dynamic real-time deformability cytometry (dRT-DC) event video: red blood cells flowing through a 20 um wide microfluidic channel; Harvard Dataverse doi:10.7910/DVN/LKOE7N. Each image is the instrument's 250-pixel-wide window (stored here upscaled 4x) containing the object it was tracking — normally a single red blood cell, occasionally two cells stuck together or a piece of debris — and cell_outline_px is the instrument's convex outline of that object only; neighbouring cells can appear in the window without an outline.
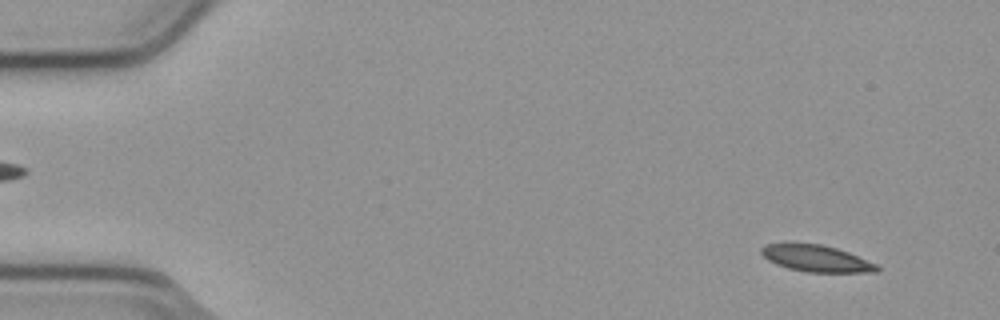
{"species": "common noctule bat (a hibernating species)", "species_latin": "Nyctalus noctula", "temperature_condition": "cold", "stored_images_in_passage": 54, "camera_frame_rate_fps": 3000, "um_per_image_px": 0.085, "animal": {"sex": "male", "body_mass_g": 23.1, "forearm_length_mm": 52.7}, "frame": {"image": 1, "passage_image": 4, "time_ms": 1.0, "image_size_px": [1000, 320], "cell_outline_px": [[880, 272], [808, 272], [788, 268], [776, 264], [768, 260], [760, 252], [760, 248], [764, 244], [784, 240], [792, 240], [820, 244], [836, 248], [848, 252], [876, 264], [880, 268]], "centroid_in_image_um": [69.28, 21.91], "position_along_channel_um": 15.7, "area_um2": 18.61}}
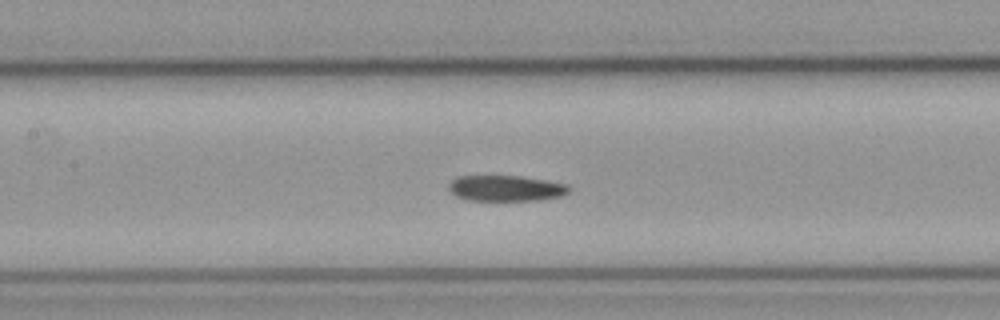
{"frame": {"image": 2, "passage_image": 25, "time_ms": 8.0, "image_size_px": [1000, 320], "cell_outline_px": [[572, 188], [568, 192], [560, 196], [540, 200], [468, 200], [456, 196], [448, 188], [448, 184], [452, 180], [460, 176], [520, 176], [568, 184]], "centroid_in_image_um": [43.01, 16.0], "position_along_channel_um": 164.4, "area_um2": 17.98}}
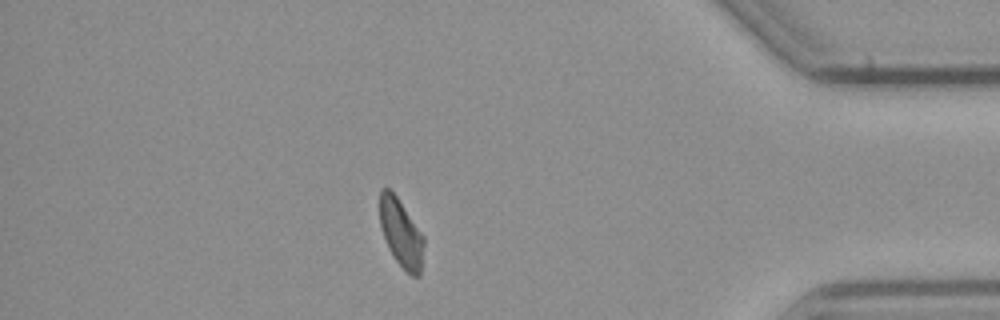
{"frame": {"image": 3, "passage_image": 47, "time_ms": 15.333, "image_size_px": [1000, 320], "cell_outline_px": [[424, 244], [420, 276], [412, 276], [396, 260], [388, 248], [380, 224], [380, 188], [388, 188], [396, 196], [424, 236]], "centroid_in_image_um": [34.09, 19.81], "position_along_channel_um": 401.1, "area_um2": 17.11}, "authors_computed_cell_mechanics": {"area_um2": 18.7561, "velocity_mm_per_s": 3.7729, "shape_relaxation_time_tau1_ms": 6.8143, "shape_relaxation_time_tau2_ms": 6.7468, "deformation_change_tau1": 0.1401, "deformation_change_tau2": 0.1328}}